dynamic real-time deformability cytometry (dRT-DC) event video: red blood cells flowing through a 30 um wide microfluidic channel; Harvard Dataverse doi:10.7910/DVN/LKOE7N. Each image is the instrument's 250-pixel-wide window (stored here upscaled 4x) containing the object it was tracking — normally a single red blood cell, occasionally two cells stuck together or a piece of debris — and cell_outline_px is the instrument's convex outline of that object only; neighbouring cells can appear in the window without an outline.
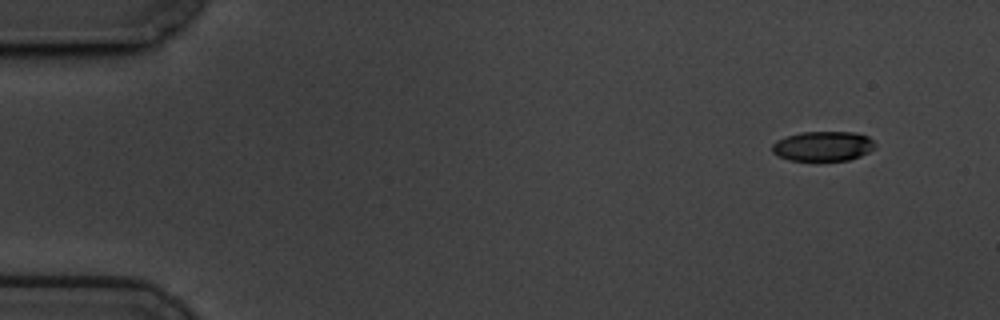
{"species": "common noctule bat (a hibernating species)", "species_latin": "Nyctalus noctula", "temperature_condition": "cold", "stored_images_in_passage": 53, "camera_frame_rate_fps": 3000, "um_per_image_px": 0.085, "animal": {"sex": "male", "body_mass_g": 19.5, "forearm_length_mm": 54.6}, "frame": {"image": 1, "passage_image": 1, "time_ms": 0.0, "image_size_px": [1000, 320], "cell_outline_px": [[876, 148], [860, 156], [848, 160], [788, 160], [776, 156], [772, 152], [772, 144], [776, 140], [784, 136], [800, 132], [856, 132], [868, 136], [876, 144]], "centroid_in_image_um": [69.93, 12.41], "position_along_channel_um": 15.1, "area_um2": 18.09}}
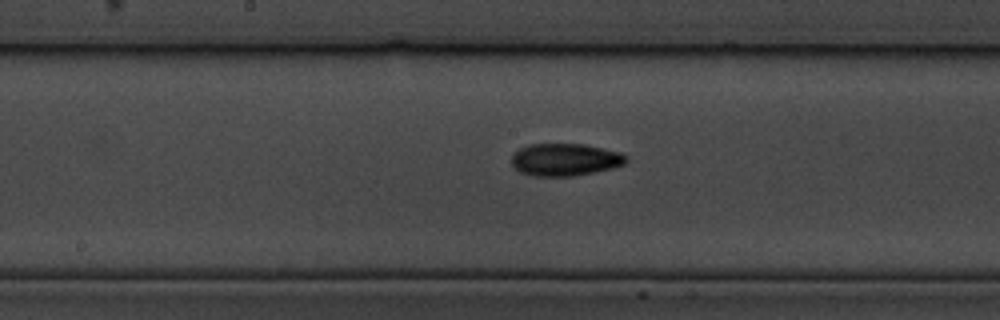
{"frame": {"image": 2, "passage_image": 27, "time_ms": 8.667, "image_size_px": [1000, 320], "cell_outline_px": [[628, 160], [624, 164], [612, 168], [596, 172], [572, 176], [532, 176], [520, 172], [512, 164], [512, 152], [528, 144], [584, 144], [620, 152], [628, 156]], "centroid_in_image_um": [48.03, 13.57], "position_along_channel_um": 200.2, "area_um2": 21.79}}
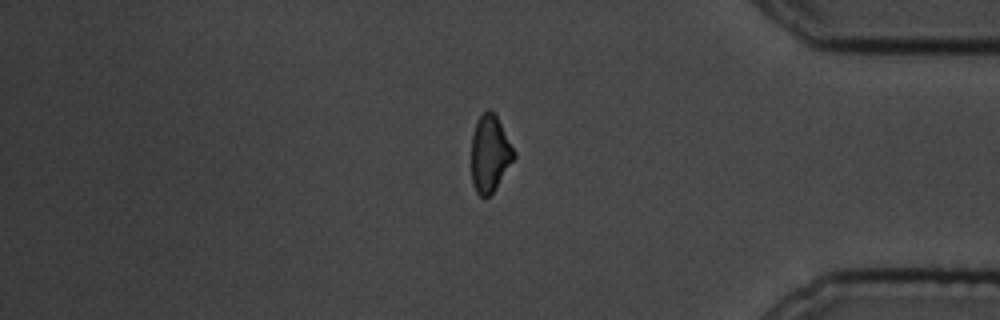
{"frame": {"image": 3, "passage_image": 46, "time_ms": 15.0, "image_size_px": [1000, 320], "cell_outline_px": [[516, 156], [496, 188], [488, 196], [480, 196], [476, 192], [472, 184], [472, 136], [476, 120], [488, 108], [496, 116], [516, 152]], "centroid_in_image_um": [41.64, 13.07], "position_along_channel_um": 393.6, "area_um2": 18.9}}